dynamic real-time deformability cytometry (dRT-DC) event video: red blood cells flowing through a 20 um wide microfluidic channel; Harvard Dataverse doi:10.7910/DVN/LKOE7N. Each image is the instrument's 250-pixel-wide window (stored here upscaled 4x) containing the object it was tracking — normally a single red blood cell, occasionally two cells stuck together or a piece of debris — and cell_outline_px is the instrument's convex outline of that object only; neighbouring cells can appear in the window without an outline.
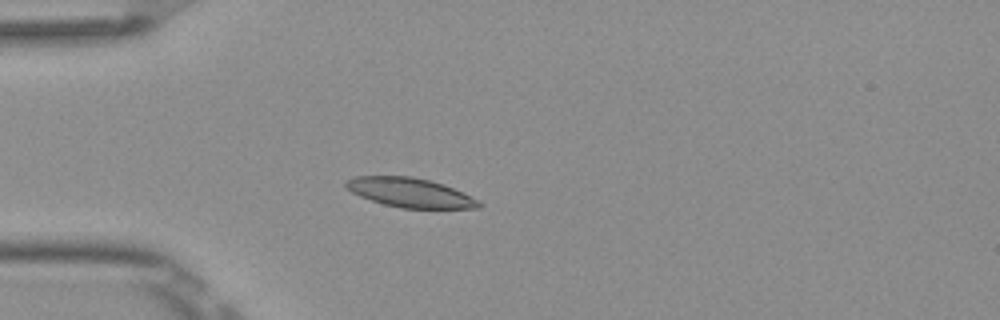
{"species": "Egyptian fruit bat (a non-hibernating species)", "species_latin": "Rousettus aegyptiacus", "temperature_condition": "room temperature", "stored_images_in_passage": 5, "camera_frame_rate_fps": 3000, "um_per_image_px": 0.085, "frame": {"image": 1, "passage_image": 4, "time_ms": 1.0, "image_size_px": [1000, 320], "cell_outline_px": [[484, 204], [480, 208], [400, 208], [384, 204], [360, 196], [352, 192], [344, 184], [344, 180], [356, 176], [412, 176], [444, 184]], "centroid_in_image_um": [34.81, 16.37], "position_along_channel_um": 50.2, "area_um2": 22.43}}